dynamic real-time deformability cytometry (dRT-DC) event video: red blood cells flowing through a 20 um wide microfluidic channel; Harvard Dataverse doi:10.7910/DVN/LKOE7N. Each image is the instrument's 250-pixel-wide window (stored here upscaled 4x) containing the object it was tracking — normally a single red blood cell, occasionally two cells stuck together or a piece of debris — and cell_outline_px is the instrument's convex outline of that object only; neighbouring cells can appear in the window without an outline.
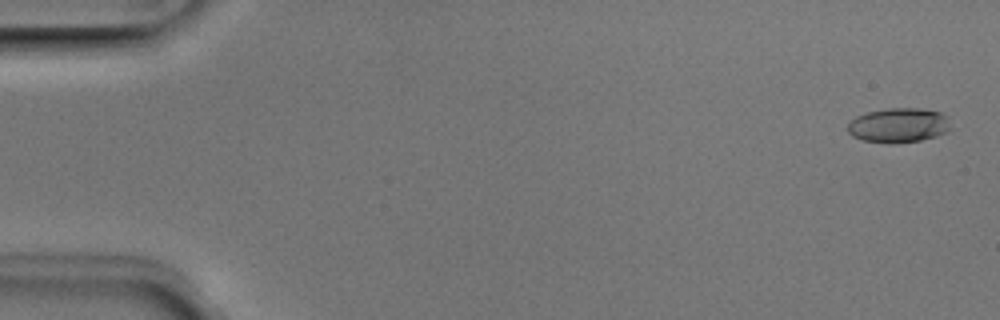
{"species": "Egyptian fruit bat (a non-hibernating species)", "species_latin": "Rousettus aegyptiacus", "temperature_condition": "room temperature", "stored_images_in_passage": 4, "camera_frame_rate_fps": 3000, "um_per_image_px": 0.085, "animal": {"sex": "male"}, "frame": {"image": 1, "passage_image": 1, "time_ms": 0.0, "image_size_px": [1000, 320], "cell_outline_px": [[952, 128], [948, 132], [936, 136], [920, 140], [892, 144], [888, 144], [864, 140], [852, 136], [848, 132], [848, 124], [856, 116], [868, 112], [888, 108], [920, 108], [940, 112], [948, 116]], "centroid_in_image_um": [76.42, 10.65], "position_along_channel_um": 8.6, "area_um2": 20.98}}